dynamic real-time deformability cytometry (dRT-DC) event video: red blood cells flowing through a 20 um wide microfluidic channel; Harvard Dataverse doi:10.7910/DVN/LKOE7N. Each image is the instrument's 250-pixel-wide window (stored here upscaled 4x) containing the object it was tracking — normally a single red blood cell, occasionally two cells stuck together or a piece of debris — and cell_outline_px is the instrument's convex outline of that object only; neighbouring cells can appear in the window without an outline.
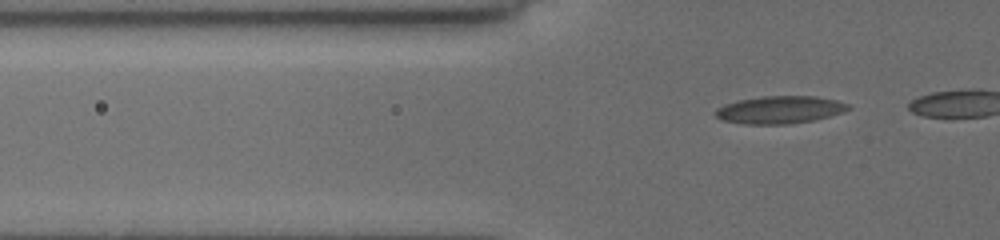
{"species": "common noctule bat (a hibernating species)", "species_latin": "Nyctalus noctula", "temperature_condition": "cold", "stored_images_in_passage": 27, "camera_frame_rate_fps": 3000, "um_per_image_px": 0.085, "animal": {"sex": "female", "body_mass_g": 19.5, "forearm_length_mm": 54.1}, "frame": {"image": 1, "passage_image": 13, "time_ms": 4.0, "image_size_px": [1000, 240], "cell_outline_px": [[852, 108], [844, 112], [812, 120], [788, 124], [744, 124], [720, 120], [712, 112], [716, 108], [724, 104], [740, 100], [764, 96], [816, 96], [836, 100], [852, 104]], "centroid_in_image_um": [66.28, 9.33], "position_along_channel_um": 59.5, "area_um2": 21.5}}
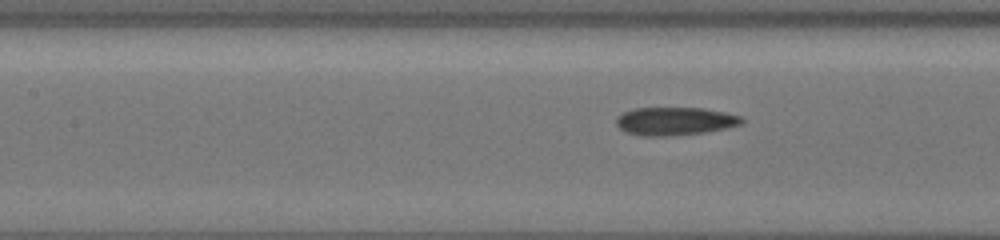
{"frame": {"image": 2, "passage_image": 21, "time_ms": 6.667, "image_size_px": [1000, 240], "cell_outline_px": [[744, 120], [740, 124], [724, 128], [704, 132], [664, 136], [644, 136], [624, 132], [616, 124], [616, 116], [624, 112], [636, 108], [704, 108], [724, 112], [740, 116]], "centroid_in_image_um": [57.32, 10.29], "position_along_channel_um": 150.1, "area_um2": 20.35}}
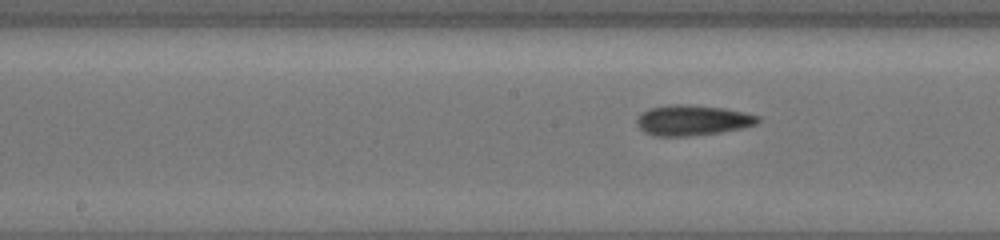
{"frame": {"image": 3, "passage_image": 24, "time_ms": 7.667, "image_size_px": [1000, 240], "cell_outline_px": [[760, 120], [756, 124], [740, 128], [720, 132], [688, 136], [656, 136], [644, 132], [636, 124], [636, 116], [640, 112], [648, 108], [668, 104], [688, 104], [724, 108], [744, 112], [760, 116]], "centroid_in_image_um": [58.8, 10.2], "position_along_channel_um": 189.4, "area_um2": 21.68}}